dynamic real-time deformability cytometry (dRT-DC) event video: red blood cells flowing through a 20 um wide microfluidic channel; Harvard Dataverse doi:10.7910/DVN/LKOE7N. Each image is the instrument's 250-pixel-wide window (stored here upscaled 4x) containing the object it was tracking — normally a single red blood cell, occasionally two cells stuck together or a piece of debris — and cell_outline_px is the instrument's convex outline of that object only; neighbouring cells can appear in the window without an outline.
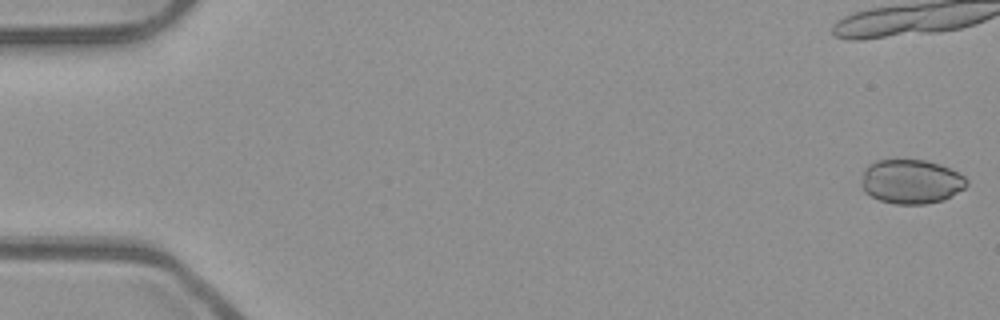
{"species": "common noctule bat (a hibernating species)", "species_latin": "Nyctalus noctula", "temperature_condition": "room temperature", "stored_images_in_passage": 23, "camera_frame_rate_fps": 3000, "um_per_image_px": 0.085, "animal": {"sex": "male", "body_mass_g": 23.1, "forearm_length_mm": 52.7}, "frame": {"image": 1, "passage_image": 1, "time_ms": 0.0, "image_size_px": [1000, 320], "cell_outline_px": [[968, 184], [964, 188], [944, 200], [924, 204], [896, 204], [880, 200], [864, 192], [860, 184], [864, 168], [876, 160], [924, 160], [948, 168], [964, 176], [968, 180]], "centroid_in_image_um": [77.41, 15.44], "position_along_channel_um": 7.6, "area_um2": 27.05}}